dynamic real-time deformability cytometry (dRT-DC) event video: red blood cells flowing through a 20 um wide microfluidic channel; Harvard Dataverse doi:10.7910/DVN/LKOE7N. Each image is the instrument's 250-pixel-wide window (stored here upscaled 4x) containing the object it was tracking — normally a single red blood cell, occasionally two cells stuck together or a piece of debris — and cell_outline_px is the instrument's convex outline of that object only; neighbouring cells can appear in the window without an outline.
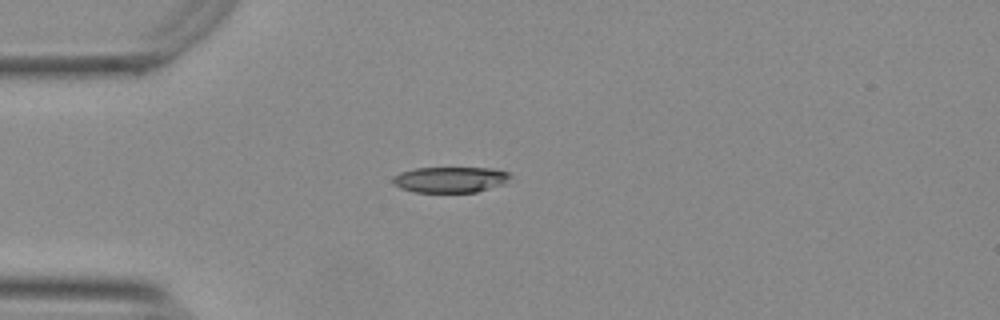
{"species": "Egyptian fruit bat (a non-hibernating species)", "species_latin": "Rousettus aegyptiacus", "temperature_condition": "warm", "stored_images_in_passage": 41, "camera_frame_rate_fps": 3000, "um_per_image_px": 0.085, "animal": {"sex": "female"}, "frame": {"image": 1, "passage_image": 1, "time_ms": 0.0, "image_size_px": [1000, 320], "cell_outline_px": [[512, 176], [504, 184], [476, 192], [412, 192], [400, 188], [392, 184], [392, 176], [400, 172], [416, 168], [492, 168], [508, 172]], "centroid_in_image_um": [38.24, 15.27], "position_along_channel_um": 46.8, "area_um2": 17.8}}
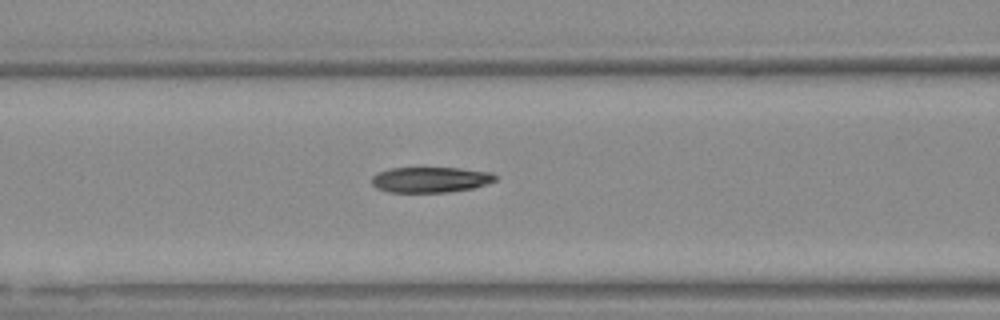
{"frame": {"image": 2, "passage_image": 9, "time_ms": 2.667, "image_size_px": [1000, 320], "cell_outline_px": [[496, 180], [472, 188], [448, 192], [388, 192], [376, 188], [372, 184], [372, 176], [388, 168], [456, 168], [492, 172], [496, 176]], "centroid_in_image_um": [36.56, 15.27], "position_along_channel_um": 130.0, "area_um2": 18.26}}
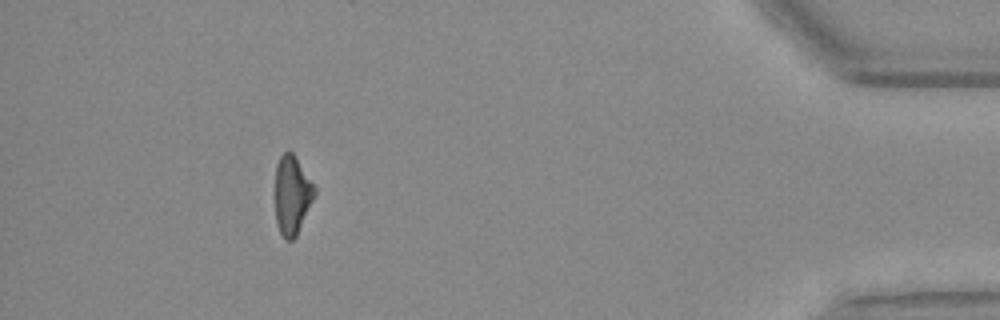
{"frame": {"image": 3, "passage_image": 36, "time_ms": 11.667, "image_size_px": [1000, 320], "cell_outline_px": [[316, 192], [296, 236], [292, 240], [284, 240], [276, 224], [276, 164], [280, 156], [284, 152], [292, 152], [316, 188]], "centroid_in_image_um": [24.81, 16.59], "position_along_channel_um": 410.4, "area_um2": 17.74}, "authors_computed_cell_mechanics": {"area_um2": 19.0162, "velocity_mm_per_s": 3.7626, "shape_relaxation_time_tau1_ms": null, "shape_relaxation_time_tau2_ms": 3.8775, "deformation_change_tau1": null, "deformation_change_tau2": 0.1318}}